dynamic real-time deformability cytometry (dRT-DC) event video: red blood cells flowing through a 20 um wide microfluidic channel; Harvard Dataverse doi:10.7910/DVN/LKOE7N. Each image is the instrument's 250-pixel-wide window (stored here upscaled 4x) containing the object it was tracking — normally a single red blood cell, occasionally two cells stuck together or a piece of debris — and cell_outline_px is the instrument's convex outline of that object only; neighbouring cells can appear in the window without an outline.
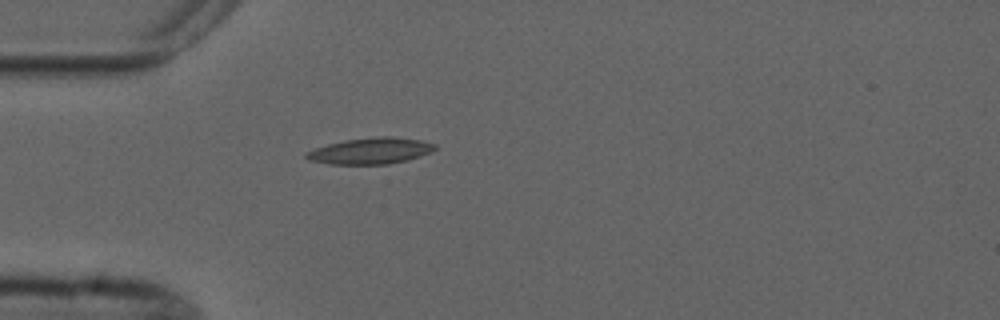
{"species": "common noctule bat (a hibernating species)", "species_latin": "Nyctalus noctula", "temperature_condition": "cold", "stored_images_in_passage": 1, "camera_frame_rate_fps": 3000, "um_per_image_px": 0.085, "animal": {"sex": "male", "forearm_length_mm": 52.5}, "frame": {"image": 1, "passage_image": 1, "time_ms": 0.0, "image_size_px": [1000, 320], "cell_outline_px": [[436, 148], [432, 152], [408, 160], [388, 164], [328, 164], [308, 160], [304, 156], [308, 152], [316, 148], [328, 144], [344, 140], [376, 136], [392, 136], [420, 140], [436, 144]], "centroid_in_image_um": [31.52, 12.82], "position_along_channel_um": 53.5, "area_um2": 19.71}}